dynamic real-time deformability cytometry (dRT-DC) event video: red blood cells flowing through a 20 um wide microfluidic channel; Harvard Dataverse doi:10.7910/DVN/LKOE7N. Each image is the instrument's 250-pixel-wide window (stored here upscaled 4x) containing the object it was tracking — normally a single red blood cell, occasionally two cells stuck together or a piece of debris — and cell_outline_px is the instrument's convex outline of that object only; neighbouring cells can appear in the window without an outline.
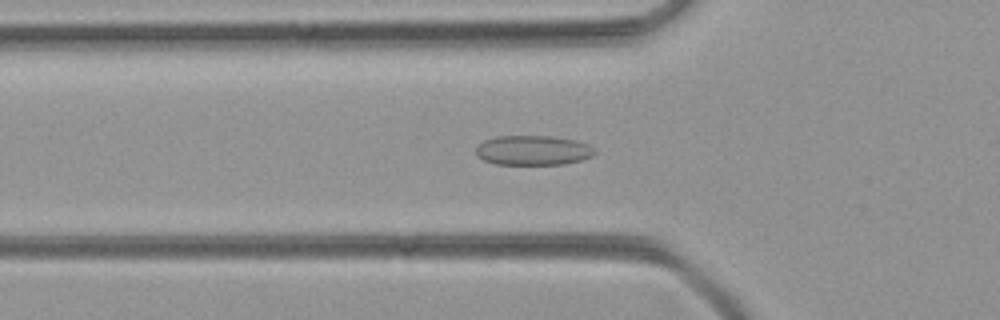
{"species": "common noctule bat (a hibernating species)", "species_latin": "Nyctalus noctula", "temperature_condition": "room temperature", "stored_images_in_passage": 41, "camera_frame_rate_fps": 3000, "um_per_image_px": 0.085, "animal": {"sex": "female", "body_mass_g": 21.9}, "frame": {"image": 1, "passage_image": 14, "time_ms": 4.333, "image_size_px": [1000, 320], "cell_outline_px": [[596, 152], [592, 156], [580, 160], [564, 164], [496, 164], [484, 160], [476, 156], [476, 144], [484, 140], [496, 136], [552, 136], [576, 140], [588, 144]], "centroid_in_image_um": [45.27, 12.77], "position_along_channel_um": 80.5, "area_um2": 20.63}}
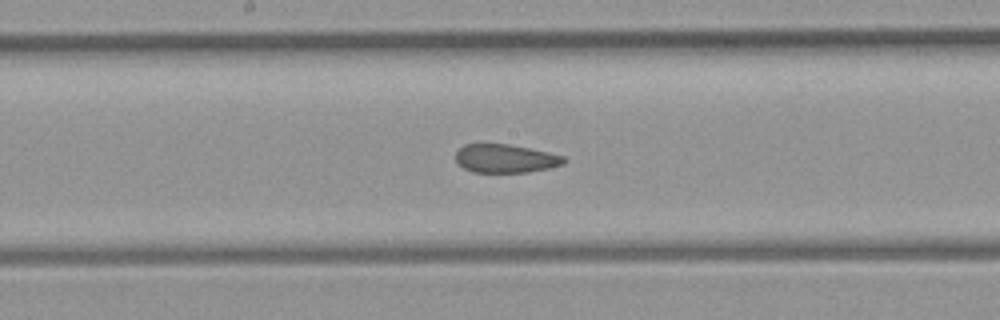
{"frame": {"image": 2, "passage_image": 23, "time_ms": 7.333, "image_size_px": [1000, 320], "cell_outline_px": [[568, 160], [564, 164], [548, 168], [528, 172], [472, 172], [456, 164], [456, 152], [464, 144], [508, 144], [548, 152], [564, 156]], "centroid_in_image_um": [42.96, 13.48], "position_along_channel_um": 205.2, "area_um2": 17.98}}
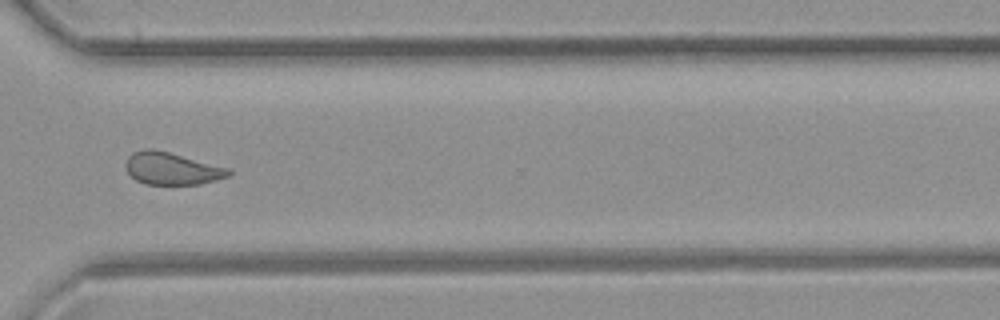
{"frame": {"image": 3, "passage_image": 34, "time_ms": 11.0, "image_size_px": [1000, 320], "cell_outline_px": [[232, 176], [200, 184], [144, 184], [136, 180], [128, 172], [124, 164], [128, 156], [132, 152], [144, 148], [152, 148], [168, 152], [228, 168], [232, 172]], "centroid_in_image_um": [14.58, 14.32], "position_along_channel_um": 356.0, "area_um2": 19.36}}